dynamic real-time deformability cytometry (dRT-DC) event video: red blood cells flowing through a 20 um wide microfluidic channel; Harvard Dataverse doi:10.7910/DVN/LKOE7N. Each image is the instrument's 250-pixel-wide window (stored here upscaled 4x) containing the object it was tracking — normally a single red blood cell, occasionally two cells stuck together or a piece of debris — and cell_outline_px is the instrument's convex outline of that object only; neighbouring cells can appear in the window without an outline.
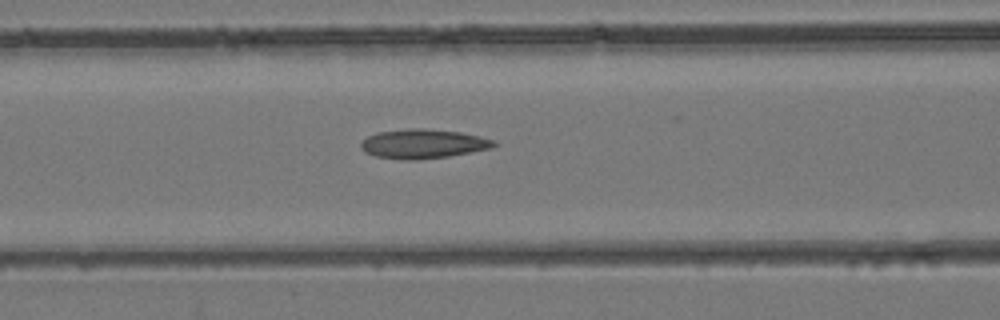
{"species": "common noctule bat (a hibernating species)", "species_latin": "Nyctalus noctula", "temperature_condition": "room temperature", "stored_images_in_passage": 32, "camera_frame_rate_fps": 3000, "um_per_image_px": 0.085, "animal": {"sex": "female", "body_mass_g": 24.6, "forearm_length_mm": 56.2}, "frame": {"image": 1, "passage_image": 7, "time_ms": 2.0, "image_size_px": [1000, 320], "cell_outline_px": [[496, 144], [492, 148], [448, 156], [416, 160], [404, 160], [376, 156], [364, 152], [360, 148], [360, 144], [368, 136], [376, 132], [408, 128], [424, 128], [460, 132], [480, 136], [496, 140]], "centroid_in_image_um": [35.95, 12.22], "position_along_channel_um": 130.6, "area_um2": 22.77}}
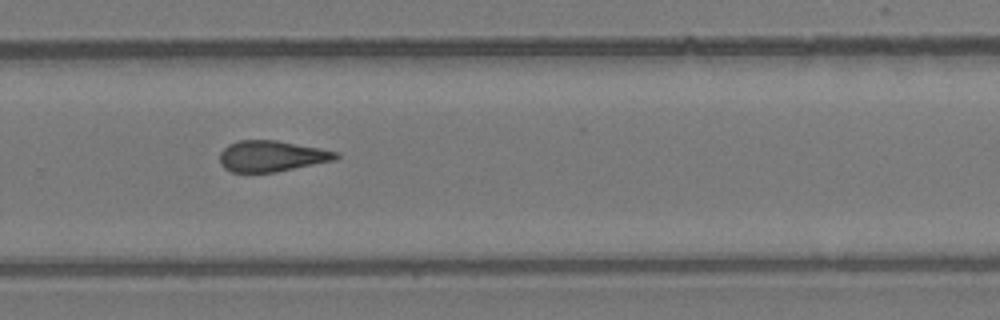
{"frame": {"image": 2, "passage_image": 18, "time_ms": 5.667, "image_size_px": [1000, 320], "cell_outline_px": [[340, 156], [336, 160], [276, 172], [232, 172], [224, 168], [220, 164], [220, 152], [228, 144], [240, 140], [276, 140], [320, 148], [340, 152]], "centroid_in_image_um": [23.11, 13.27], "position_along_channel_um": 306.7, "area_um2": 21.1}}
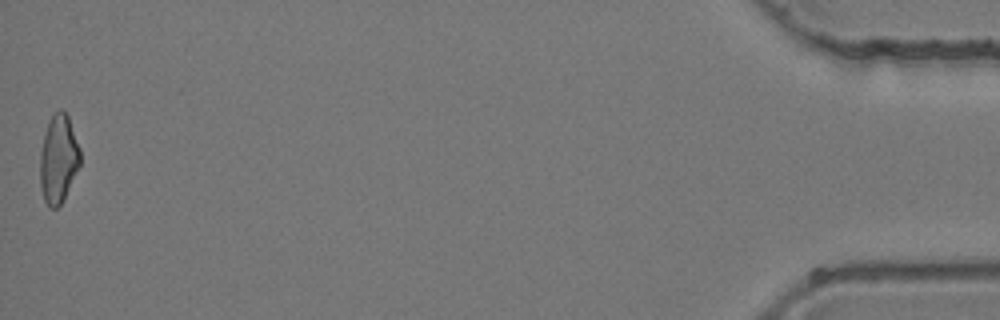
{"frame": {"image": 3, "passage_image": 32, "time_ms": 10.333, "image_size_px": [1000, 320], "cell_outline_px": [[80, 164], [60, 204], [56, 208], [48, 208], [44, 200], [40, 184], [40, 152], [44, 132], [48, 120], [60, 108], [68, 116], [80, 148]], "centroid_in_image_um": [4.94, 13.49], "position_along_channel_um": 430.3, "area_um2": 20.46}}